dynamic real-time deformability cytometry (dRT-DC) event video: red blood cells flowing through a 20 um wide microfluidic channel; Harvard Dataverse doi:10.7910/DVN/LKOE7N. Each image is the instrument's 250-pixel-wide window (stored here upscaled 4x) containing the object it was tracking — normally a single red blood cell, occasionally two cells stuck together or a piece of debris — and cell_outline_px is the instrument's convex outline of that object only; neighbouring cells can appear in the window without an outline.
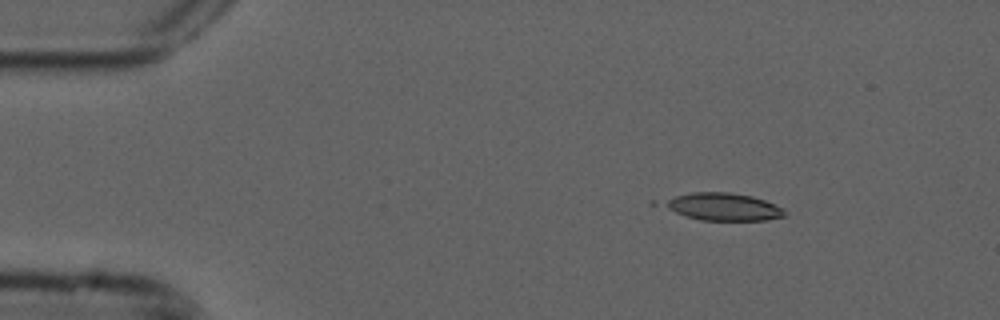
{"species": "common noctule bat (a hibernating species)", "species_latin": "Nyctalus noctula", "temperature_condition": "cold", "stored_images_in_passage": 9, "camera_frame_rate_fps": 3000, "um_per_image_px": 0.085, "animal": {"sex": "male", "forearm_length_mm": 52.5}, "frame": {"image": 1, "passage_image": 2, "time_ms": 0.333, "image_size_px": [1000, 320], "cell_outline_px": [[784, 216], [764, 220], [700, 220], [684, 216], [648, 204], [652, 200], [692, 192], [728, 192], [752, 196], [764, 200], [784, 208]], "centroid_in_image_um": [61.16, 17.56], "position_along_channel_um": 23.8, "area_um2": 20.35}}
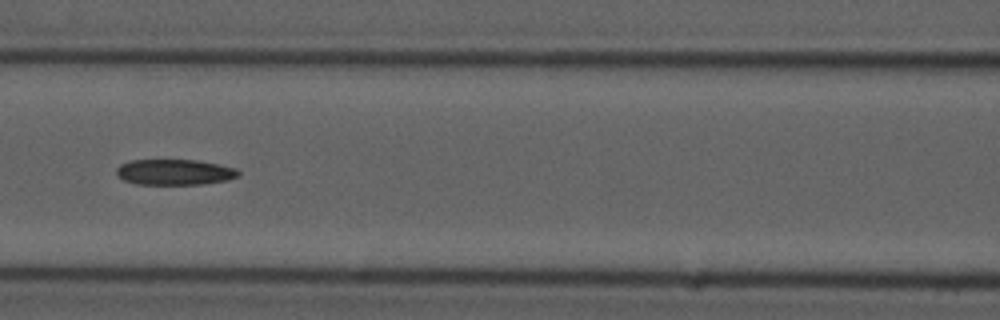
{"frame": {"image": 2, "passage_image": 6, "time_ms": 1.667, "image_size_px": [1000, 320], "cell_outline_px": [[240, 176], [228, 180], [204, 184], [136, 184], [124, 180], [116, 172], [116, 168], [120, 164], [132, 160], [196, 160], [220, 164], [236, 168], [240, 172]], "centroid_in_image_um": [14.88, 14.63], "position_along_channel_um": 151.7, "area_um2": 18.32}}
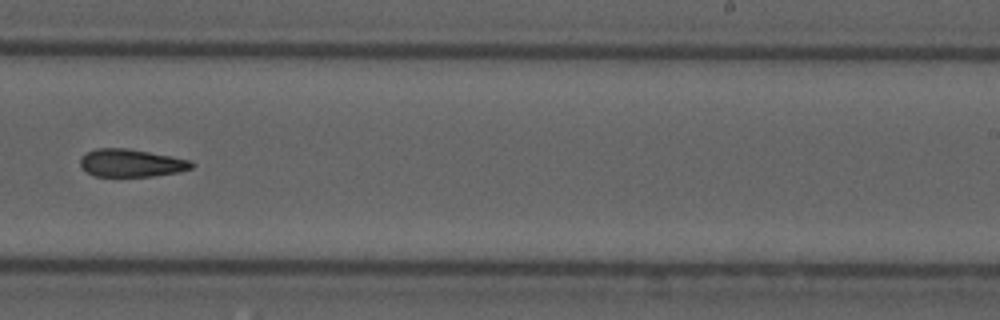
{"frame": {"image": 3, "passage_image": 9, "time_ms": 2.667, "image_size_px": [1000, 320], "cell_outline_px": [[196, 164], [192, 168], [180, 172], [152, 176], [92, 176], [80, 164], [80, 156], [96, 148], [128, 148], [192, 160]], "centroid_in_image_um": [11.19, 13.85], "position_along_channel_um": 277.8, "area_um2": 18.09}}